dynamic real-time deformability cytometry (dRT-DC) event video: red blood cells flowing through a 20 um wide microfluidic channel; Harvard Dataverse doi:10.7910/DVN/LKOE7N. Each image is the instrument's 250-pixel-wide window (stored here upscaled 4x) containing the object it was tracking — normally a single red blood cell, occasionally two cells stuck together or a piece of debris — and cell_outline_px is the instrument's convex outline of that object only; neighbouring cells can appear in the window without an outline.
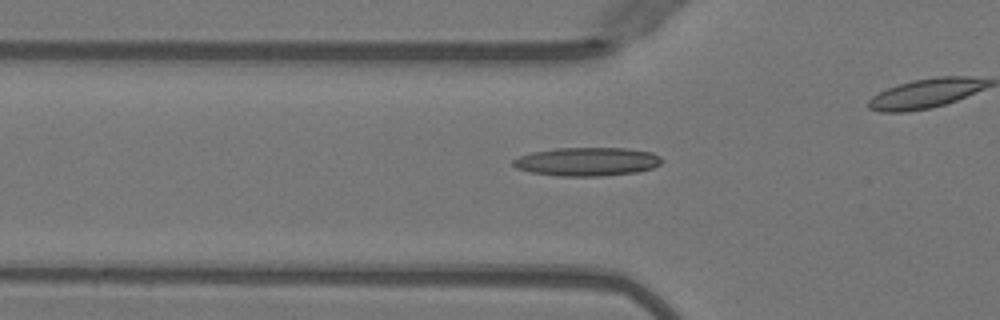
{"species": "Egyptian fruit bat (a non-hibernating species)", "species_latin": "Rousettus aegyptiacus", "temperature_condition": "warm", "stored_images_in_passage": 42, "camera_frame_rate_fps": 3000, "um_per_image_px": 0.085, "animal": {"sex": "female"}, "frame": {"image": 1, "passage_image": 18, "time_ms": 5.667, "image_size_px": [1000, 320], "cell_outline_px": [[664, 160], [660, 164], [652, 168], [636, 172], [600, 176], [556, 176], [532, 172], [516, 168], [512, 164], [512, 160], [520, 156], [532, 152], [556, 148], [628, 148], [652, 152], [660, 156]], "centroid_in_image_um": [49.92, 13.73], "position_along_channel_um": 75.9, "area_um2": 24.8}}
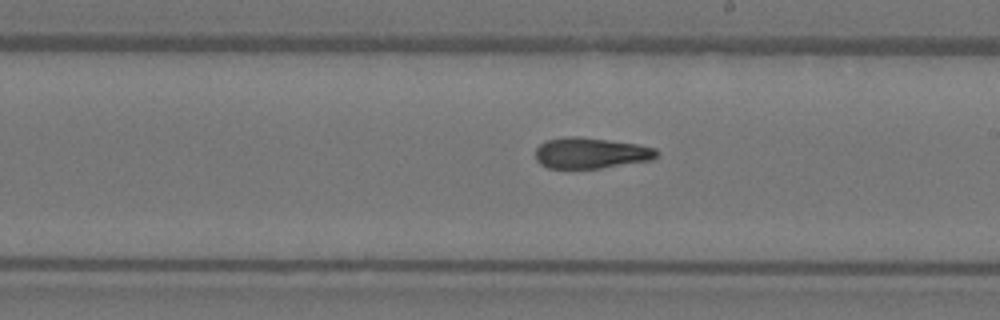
{"frame": {"image": 2, "passage_image": 30, "time_ms": 9.667, "image_size_px": [1000, 320], "cell_outline_px": [[660, 152], [652, 160], [600, 168], [548, 168], [540, 164], [536, 160], [536, 148], [544, 140], [568, 136], [576, 136], [640, 144], [656, 148]], "centroid_in_image_um": [50.22, 13.0], "position_along_channel_um": 238.8, "area_um2": 21.96}}
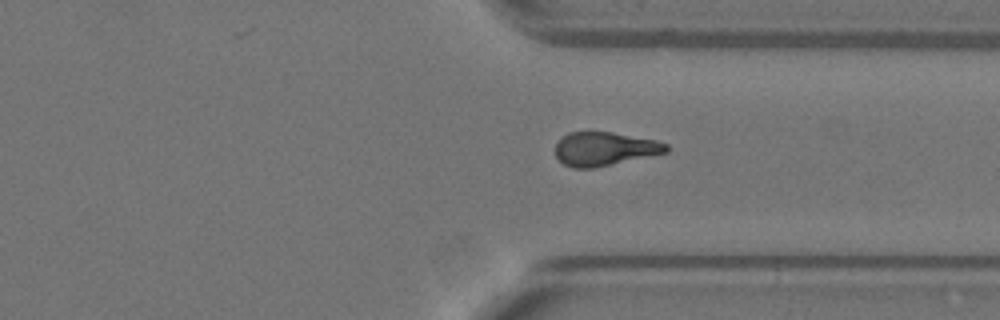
{"frame": {"image": 3, "passage_image": 39, "time_ms": 12.667, "image_size_px": [1000, 320], "cell_outline_px": [[668, 152], [592, 168], [572, 168], [564, 164], [556, 156], [556, 144], [568, 132], [612, 132], [656, 140], [668, 144]], "centroid_in_image_um": [51.39, 12.65], "position_along_channel_um": 360.0, "area_um2": 21.5}}